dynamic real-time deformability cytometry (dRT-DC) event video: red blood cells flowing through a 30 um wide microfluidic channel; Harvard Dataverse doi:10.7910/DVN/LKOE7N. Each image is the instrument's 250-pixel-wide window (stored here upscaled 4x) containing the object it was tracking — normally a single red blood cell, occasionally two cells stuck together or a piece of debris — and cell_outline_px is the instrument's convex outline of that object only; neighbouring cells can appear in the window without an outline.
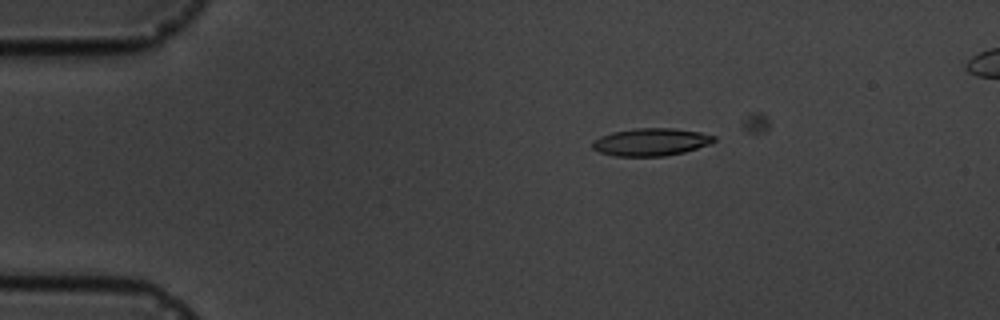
{"species": "common noctule bat (a hibernating species)", "species_latin": "Nyctalus noctula", "temperature_condition": "cold", "stored_images_in_passage": 5, "camera_frame_rate_fps": 3000, "um_per_image_px": 0.085, "animal": {"sex": "male", "body_mass_g": 19.5, "forearm_length_mm": 54.6}, "frame": {"image": 1, "passage_image": 3, "time_ms": 2.333, "image_size_px": [1000, 320], "cell_outline_px": [[716, 140], [712, 144], [684, 152], [664, 156], [616, 156], [600, 152], [592, 148], [592, 140], [600, 136], [612, 132], [636, 128], [672, 128], [700, 132], [716, 136]], "centroid_in_image_um": [55.35, 12.07], "position_along_channel_um": 29.7, "area_um2": 19.65}}